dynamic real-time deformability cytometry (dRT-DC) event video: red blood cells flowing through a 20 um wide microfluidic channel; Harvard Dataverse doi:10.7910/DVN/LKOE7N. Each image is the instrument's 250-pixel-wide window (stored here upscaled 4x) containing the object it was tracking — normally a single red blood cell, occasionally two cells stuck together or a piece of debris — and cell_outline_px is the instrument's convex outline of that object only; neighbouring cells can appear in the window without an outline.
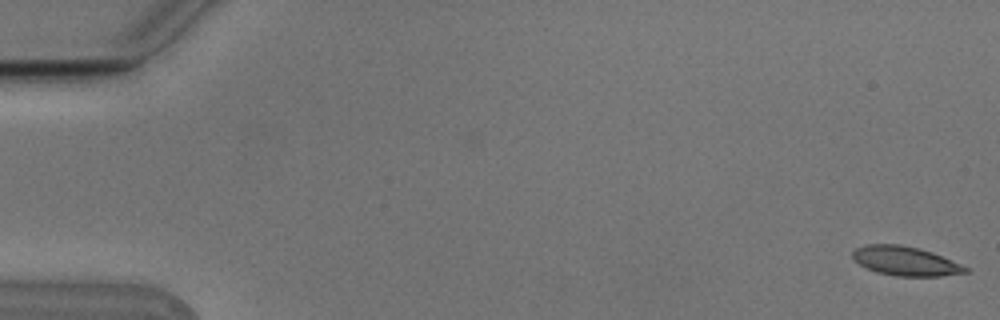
{"species": "Egyptian fruit bat (a non-hibernating species)", "species_latin": "Rousettus aegyptiacus", "temperature_condition": "cold", "stored_images_in_passage": 10, "camera_frame_rate_fps": 3000, "um_per_image_px": 0.085, "animal": {"sex": "male"}, "frame": {"image": 1, "passage_image": 1, "time_ms": 0.0, "image_size_px": [1000, 320], "cell_outline_px": [[968, 272], [940, 276], [896, 276], [876, 272], [860, 264], [852, 256], [852, 252], [856, 248], [868, 244], [900, 244], [932, 252], [960, 264], [968, 268]], "centroid_in_image_um": [76.95, 22.19], "position_along_channel_um": 8.1, "area_um2": 18.9}}
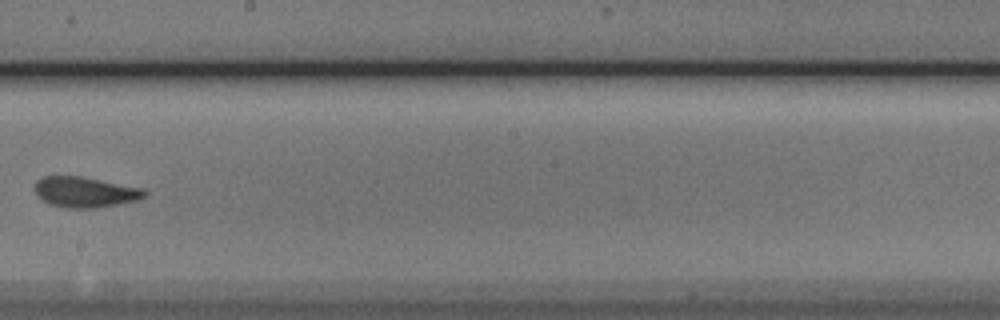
{"frame": {"image": 2, "passage_image": 9, "time_ms": 2.667, "image_size_px": [1000, 320], "cell_outline_px": [[148, 196], [140, 200], [120, 204], [96, 208], [68, 208], [48, 204], [36, 196], [36, 180], [44, 176], [80, 176], [144, 188], [148, 192]], "centroid_in_image_um": [7.28, 16.34], "position_along_channel_um": 240.9, "area_um2": 19.83}}
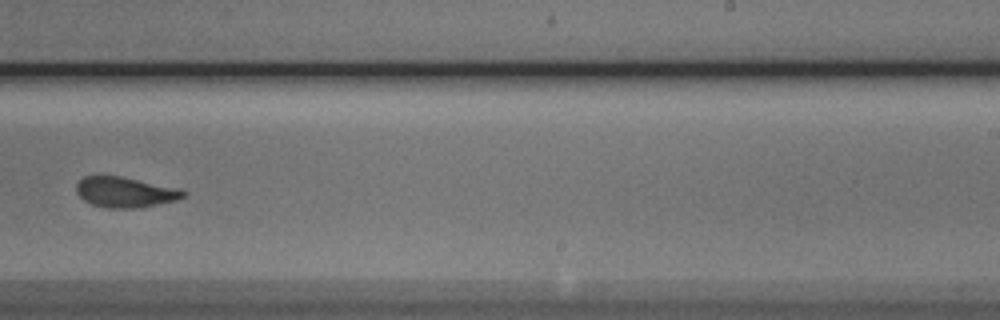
{"frame": {"image": 3, "passage_image": 10, "time_ms": 3.0, "image_size_px": [1000, 320], "cell_outline_px": [[188, 192], [184, 196], [176, 200], [140, 208], [108, 208], [92, 204], [84, 200], [76, 192], [76, 184], [84, 176], [120, 176], [180, 188]], "centroid_in_image_um": [10.66, 16.33], "position_along_channel_um": 278.3, "area_um2": 18.96}}